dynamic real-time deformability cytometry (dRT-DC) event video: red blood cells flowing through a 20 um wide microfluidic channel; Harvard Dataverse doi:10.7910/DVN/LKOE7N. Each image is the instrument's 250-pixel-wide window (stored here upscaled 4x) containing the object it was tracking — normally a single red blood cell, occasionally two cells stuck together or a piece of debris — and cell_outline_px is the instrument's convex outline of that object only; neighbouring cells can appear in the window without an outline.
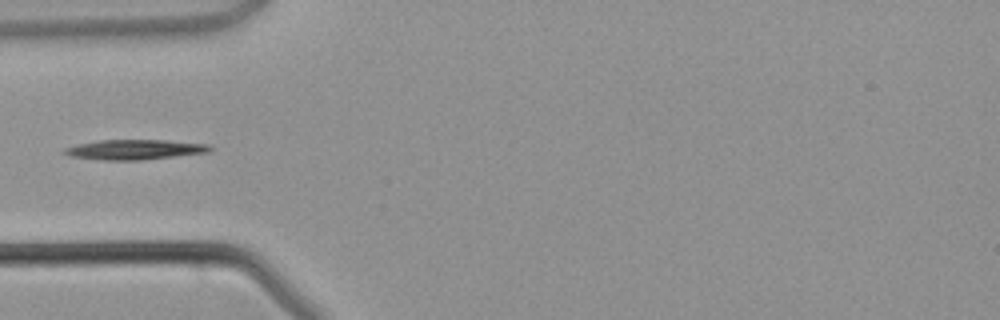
{"species": "common noctule bat (a hibernating species)", "species_latin": "Nyctalus noctula", "temperature_condition": "warm", "stored_images_in_passage": 32, "camera_frame_rate_fps": 3000, "um_per_image_px": 0.085, "animal": {"sex": "male", "body_mass_g": 21.5, "forearm_length_mm": 52.0}, "frame": {"image": 1, "passage_image": 1, "time_ms": 0.0, "image_size_px": [1000, 320], "cell_outline_px": [[212, 148], [208, 152], [140, 160], [104, 160], [72, 156], [60, 152], [64, 148], [80, 144], [100, 140], [164, 140], [208, 144]], "centroid_in_image_um": [11.43, 12.71], "position_along_channel_um": 73.6, "area_um2": 16.65}}
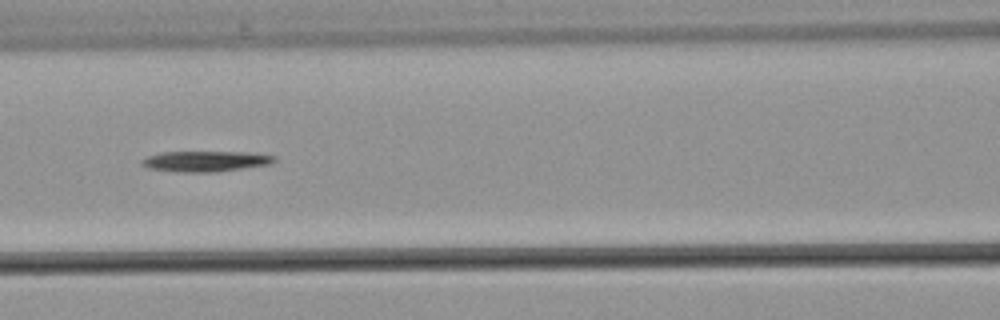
{"frame": {"image": 2, "passage_image": 6, "time_ms": 1.667, "image_size_px": [1000, 320], "cell_outline_px": [[276, 160], [272, 164], [216, 172], [180, 172], [148, 168], [140, 164], [140, 160], [148, 156], [160, 152], [248, 152], [276, 156]], "centroid_in_image_um": [17.47, 13.7], "position_along_channel_um": 149.1, "area_um2": 16.01}}
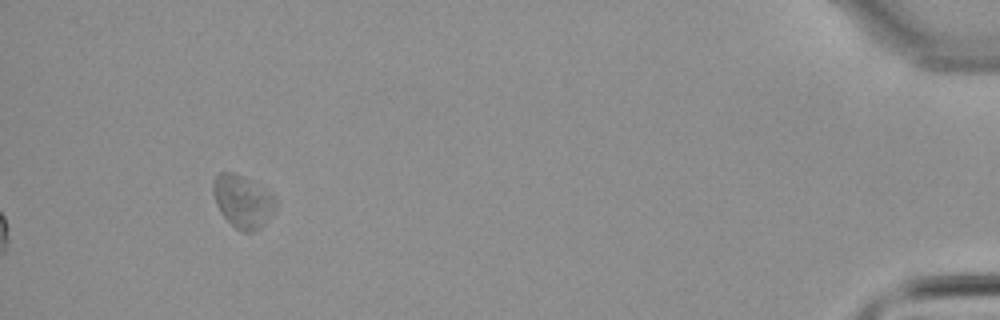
{"frame": {"image": 3, "passage_image": 29, "time_ms": 9.333, "image_size_px": [1000, 320], "cell_outline_px": [[276, 208], [264, 224], [260, 228], [252, 232], [240, 232], [220, 212], [216, 204], [212, 192], [212, 180], [220, 172], [232, 172], [244, 176], [268, 188], [276, 200]], "centroid_in_image_um": [20.64, 17.09], "position_along_channel_um": 414.6, "area_um2": 19.54}}